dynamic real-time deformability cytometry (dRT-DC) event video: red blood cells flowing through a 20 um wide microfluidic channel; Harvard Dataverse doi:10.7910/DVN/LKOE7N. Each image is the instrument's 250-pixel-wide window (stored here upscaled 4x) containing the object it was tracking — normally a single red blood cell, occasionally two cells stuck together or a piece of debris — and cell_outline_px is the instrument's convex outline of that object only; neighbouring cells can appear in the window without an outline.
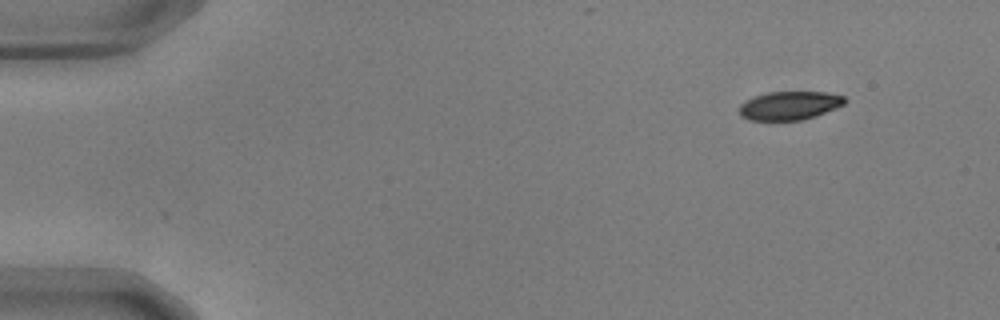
{"species": "common noctule bat (a hibernating species)", "species_latin": "Nyctalus noctula", "temperature_condition": "warm", "stored_images_in_passage": 13, "camera_frame_rate_fps": 3000, "um_per_image_px": 0.085, "animal": {"sex": "male", "body_mass_g": 17.9, "forearm_length_mm": 54.2}, "frame": {"image": 1, "passage_image": 1, "time_ms": 0.0, "image_size_px": [1000, 320], "cell_outline_px": [[844, 104], [836, 108], [816, 116], [804, 120], [748, 120], [740, 116], [740, 104], [744, 100], [752, 96], [768, 92], [828, 92], [844, 96]], "centroid_in_image_um": [67.08, 8.97], "position_along_channel_um": 17.9, "area_um2": 17.69}}
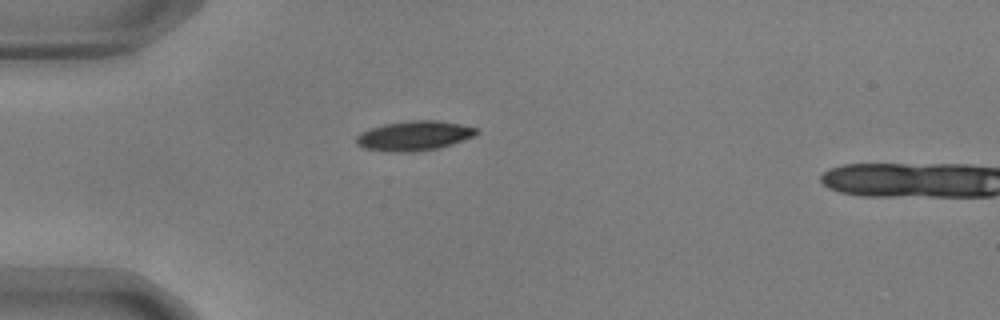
{"frame": {"image": 2, "passage_image": 11, "time_ms": 3.333, "image_size_px": [1000, 320], "cell_outline_px": [[480, 132], [464, 140], [440, 148], [412, 152], [392, 152], [364, 148], [356, 144], [356, 136], [360, 132], [384, 124], [412, 120], [436, 120], [460, 124], [476, 128]], "centroid_in_image_um": [35.2, 11.54], "position_along_channel_um": 49.8, "area_um2": 20.75}}